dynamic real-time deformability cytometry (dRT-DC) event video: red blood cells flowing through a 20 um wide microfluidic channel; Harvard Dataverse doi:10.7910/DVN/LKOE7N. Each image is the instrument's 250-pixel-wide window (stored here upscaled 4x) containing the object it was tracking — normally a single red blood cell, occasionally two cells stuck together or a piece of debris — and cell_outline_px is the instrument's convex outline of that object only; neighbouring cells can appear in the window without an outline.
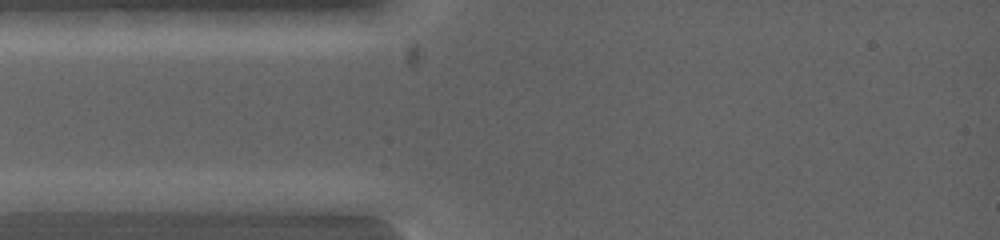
{"species": "common noctule bat (a hibernating species)", "species_latin": "Nyctalus noctula", "temperature_condition": "warm", "stored_images_in_passage": 2, "camera_frame_rate_fps": 5000, "um_per_image_px": 0.085, "animal": {"sex": "female", "body_mass_g": 19.0, "forearm_length_mm": 53.3}, "frame": {"image": 1, "passage_image": 1, "time_ms": 0.0, "image_size_px": [1000, 240], "cell_outline_px": [[100, 200], [96, 212], [28, 212], [12, 196], [16, 192], [56, 192]], "centroid_in_image_um": [4.71, 17.21], "position_along_channel_um": 80.3, "area_um2": 10.29}}